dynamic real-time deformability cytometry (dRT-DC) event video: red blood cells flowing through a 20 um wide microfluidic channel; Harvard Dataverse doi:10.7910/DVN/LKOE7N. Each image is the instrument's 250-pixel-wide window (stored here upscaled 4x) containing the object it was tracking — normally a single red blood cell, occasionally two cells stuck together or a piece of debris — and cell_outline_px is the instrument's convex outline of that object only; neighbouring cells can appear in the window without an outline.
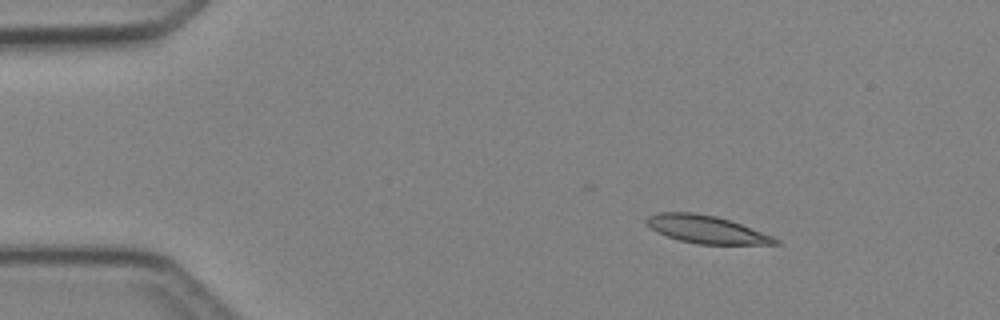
{"species": "Egyptian fruit bat (a non-hibernating species)", "species_latin": "Rousettus aegyptiacus", "temperature_condition": "cold", "stored_images_in_passage": 3, "camera_frame_rate_fps": 3000, "um_per_image_px": 0.085, "animal": {"sex": "female"}, "frame": {"image": 1, "passage_image": 1, "time_ms": 0.0, "image_size_px": [1000, 320], "cell_outline_px": [[780, 244], [696, 244], [680, 240], [668, 236], [652, 228], [644, 220], [648, 216], [656, 212], [696, 212], [716, 216], [740, 224], [772, 236], [780, 240]], "centroid_in_image_um": [60.03, 19.49], "position_along_channel_um": 25.0, "area_um2": 20.52}}
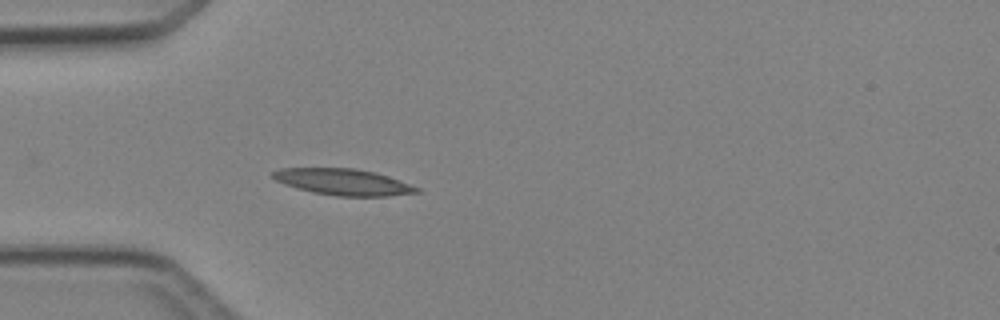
{"frame": {"image": 2, "passage_image": 3, "time_ms": 2.333, "image_size_px": [1000, 320], "cell_outline_px": [[420, 192], [388, 196], [336, 196], [312, 192], [284, 184], [276, 180], [272, 176], [272, 172], [280, 168], [356, 168], [376, 172], [388, 176], [420, 188]], "centroid_in_image_um": [29.18, 15.46], "position_along_channel_um": 55.8, "area_um2": 22.02}}